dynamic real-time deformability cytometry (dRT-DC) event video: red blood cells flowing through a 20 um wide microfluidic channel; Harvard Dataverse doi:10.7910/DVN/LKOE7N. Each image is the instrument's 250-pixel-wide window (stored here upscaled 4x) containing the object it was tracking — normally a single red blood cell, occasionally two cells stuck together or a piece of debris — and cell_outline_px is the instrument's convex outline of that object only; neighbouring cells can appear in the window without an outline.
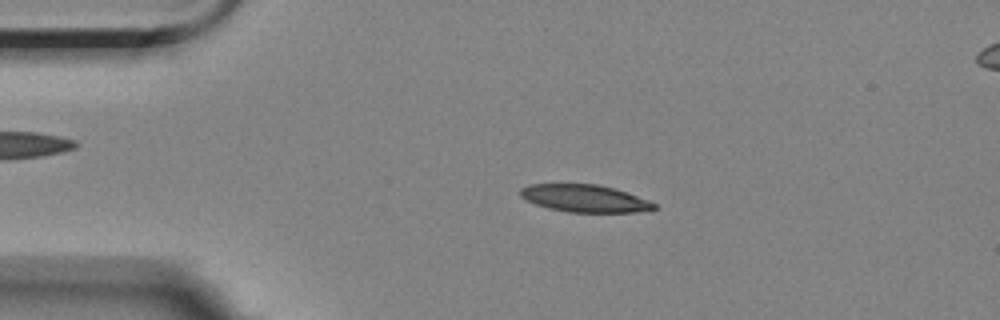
{"species": "Egyptian fruit bat (a non-hibernating species)", "species_latin": "Rousettus aegyptiacus", "temperature_condition": "room temperature", "stored_images_in_passage": 55, "camera_frame_rate_fps": 3000, "um_per_image_px": 0.085, "animal": {"sex": "female"}, "frame": {"image": 1, "passage_image": 11, "time_ms": 3.333, "image_size_px": [1000, 320], "cell_outline_px": [[656, 208], [652, 212], [568, 212], [548, 208], [524, 200], [520, 196], [520, 188], [528, 184], [596, 184], [612, 188], [648, 200], [656, 204]], "centroid_in_image_um": [49.68, 16.87], "position_along_channel_um": 35.3, "area_um2": 21.39}}
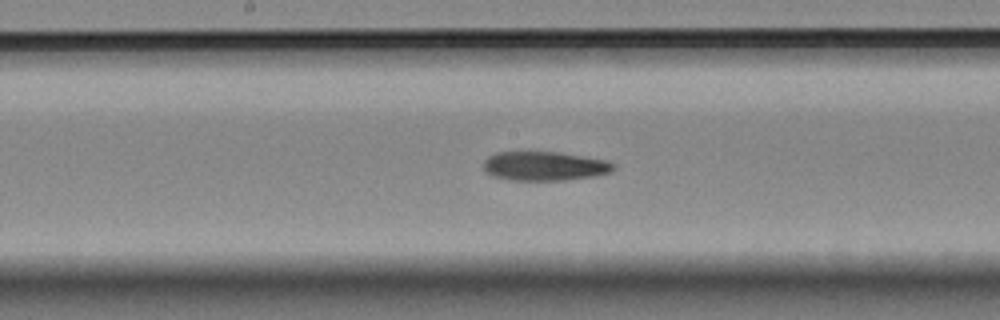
{"frame": {"image": 2, "passage_image": 28, "time_ms": 9.0, "image_size_px": [1000, 320], "cell_outline_px": [[616, 168], [612, 172], [596, 176], [564, 180], [508, 180], [496, 176], [488, 172], [484, 168], [484, 160], [488, 156], [496, 152], [560, 152], [608, 160], [616, 164]], "centroid_in_image_um": [46.36, 14.11], "position_along_channel_um": 201.8, "area_um2": 22.2}}
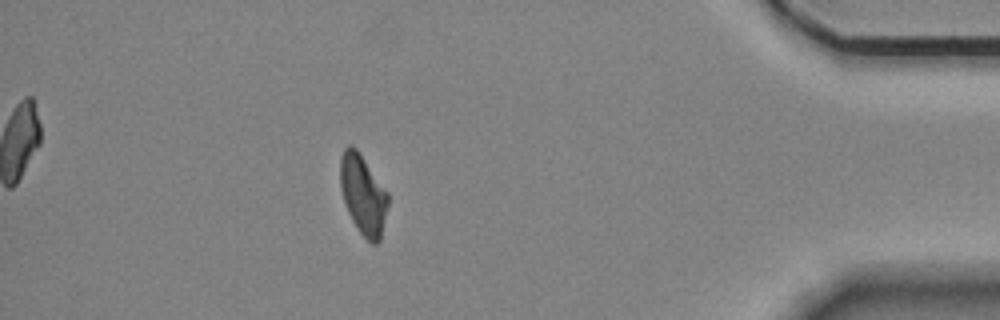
{"frame": {"image": 3, "passage_image": 49, "time_ms": 16.0, "image_size_px": [1000, 320], "cell_outline_px": [[388, 204], [380, 240], [376, 244], [372, 244], [360, 232], [352, 220], [348, 212], [340, 188], [340, 156], [344, 148], [348, 144], [352, 144], [356, 148], [388, 192]], "centroid_in_image_um": [30.85, 16.51], "position_along_channel_um": 404.4, "area_um2": 22.08}}